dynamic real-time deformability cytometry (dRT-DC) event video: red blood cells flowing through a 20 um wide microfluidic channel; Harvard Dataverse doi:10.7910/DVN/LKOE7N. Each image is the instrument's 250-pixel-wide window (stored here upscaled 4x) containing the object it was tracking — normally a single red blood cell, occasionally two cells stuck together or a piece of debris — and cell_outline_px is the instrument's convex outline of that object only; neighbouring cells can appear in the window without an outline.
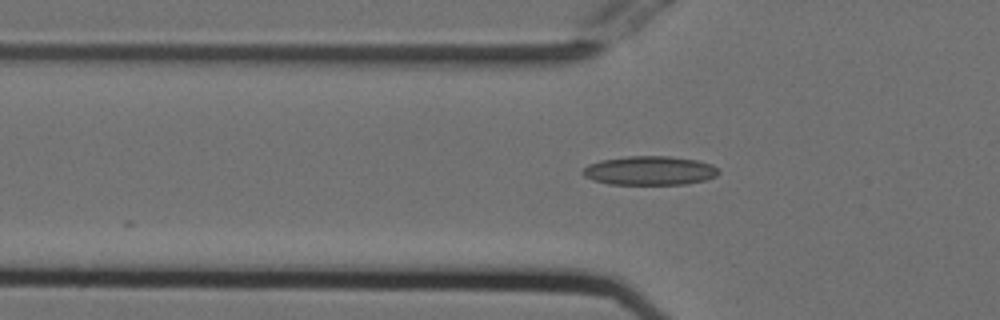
{"species": "Egyptian fruit bat (a non-hibernating species)", "species_latin": "Rousettus aegyptiacus", "temperature_condition": "cold", "stored_images_in_passage": 35, "camera_frame_rate_fps": 3000, "um_per_image_px": 0.085, "animal": {"sex": "female"}, "frame": {"image": 1, "passage_image": 5, "time_ms": 1.333, "image_size_px": [1000, 320], "cell_outline_px": [[720, 172], [716, 176], [704, 180], [688, 184], [608, 184], [592, 180], [584, 176], [580, 172], [588, 164], [600, 160], [628, 156], [668, 156], [696, 160], [712, 164]], "centroid_in_image_um": [55.19, 14.5], "position_along_channel_um": 70.6, "area_um2": 23.0}}
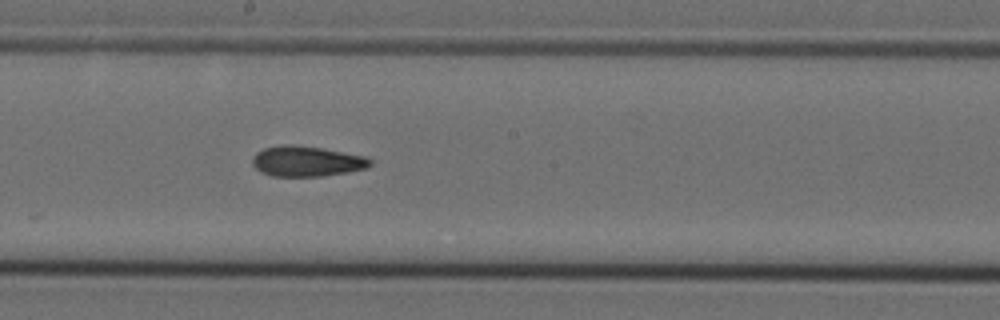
{"frame": {"image": 2, "passage_image": 17, "time_ms": 5.333, "image_size_px": [1000, 320], "cell_outline_px": [[372, 164], [368, 168], [348, 172], [320, 176], [272, 176], [260, 172], [252, 164], [252, 156], [256, 152], [264, 148], [284, 144], [292, 144], [324, 148], [364, 156], [372, 160]], "centroid_in_image_um": [26.06, 13.7], "position_along_channel_um": 222.1, "area_um2": 21.04}}
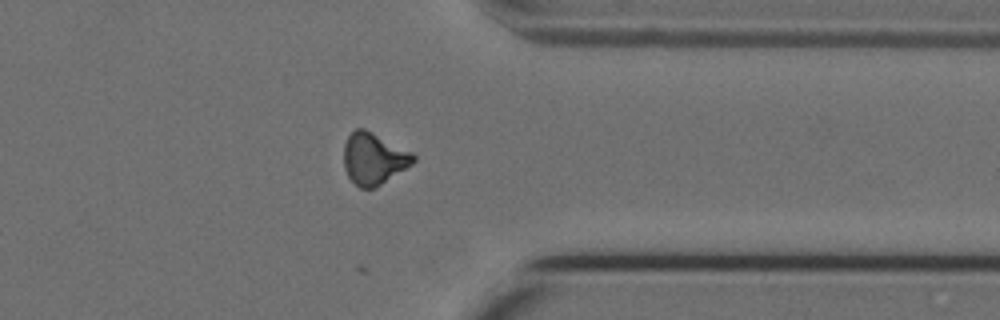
{"frame": {"image": 3, "passage_image": 30, "time_ms": 9.667, "image_size_px": [1000, 320], "cell_outline_px": [[416, 160], [412, 164], [376, 188], [360, 188], [348, 176], [344, 168], [344, 144], [348, 136], [356, 128], [364, 128], [412, 152], [416, 156]], "centroid_in_image_um": [31.77, 13.49], "position_along_channel_um": 379.6, "area_um2": 20.87}, "authors_computed_cell_mechanics": {"area_um2": 20.8658, "velocity_mm_per_s": 3.7726, "shape_relaxation_time_tau1_ms": null, "shape_relaxation_time_tau2_ms": 2.8833, "deformation_change_tau1": null, "deformation_change_tau2": 0.0806}}